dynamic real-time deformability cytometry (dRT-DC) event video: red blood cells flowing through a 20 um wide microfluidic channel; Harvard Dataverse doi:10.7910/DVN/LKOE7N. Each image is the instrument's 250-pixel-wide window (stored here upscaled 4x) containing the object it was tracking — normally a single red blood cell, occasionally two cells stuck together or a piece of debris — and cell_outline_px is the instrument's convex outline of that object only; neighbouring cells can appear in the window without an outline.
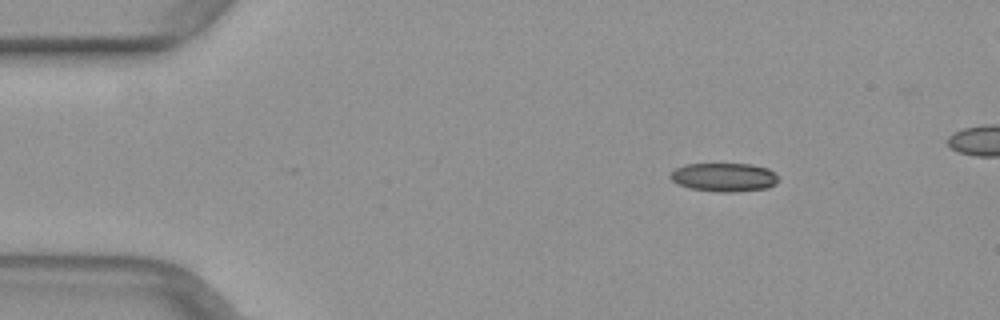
{"species": "common noctule bat (a hibernating species)", "species_latin": "Nyctalus noctula", "temperature_condition": "warm", "stored_images_in_passage": 49, "camera_frame_rate_fps": 3000, "um_per_image_px": 0.085, "animal": {"sex": "female", "body_mass_g": 29.2, "forearm_length_mm": 56.3}, "frame": {"image": 1, "passage_image": 7, "time_ms": 2.0, "image_size_px": [1000, 320], "cell_outline_px": [[776, 184], [768, 188], [736, 192], [720, 192], [688, 188], [672, 180], [668, 176], [676, 168], [684, 164], [752, 164], [768, 168], [776, 176]], "centroid_in_image_um": [61.53, 15.06], "position_along_channel_um": 23.5, "area_um2": 17.98}}
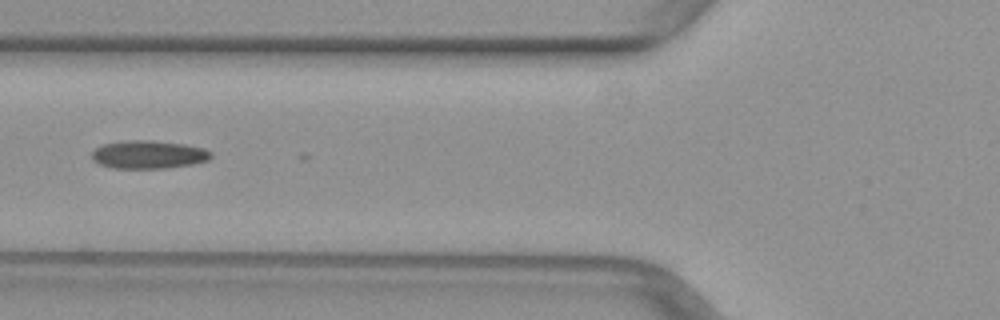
{"frame": {"image": 2, "passage_image": 19, "time_ms": 6.0, "image_size_px": [1000, 320], "cell_outline_px": [[212, 156], [208, 160], [192, 164], [164, 168], [112, 168], [100, 164], [92, 160], [92, 152], [100, 144], [124, 140], [152, 140], [184, 144], [204, 148], [212, 152]], "centroid_in_image_um": [12.6, 13.12], "position_along_channel_um": 113.2, "area_um2": 19.65}}
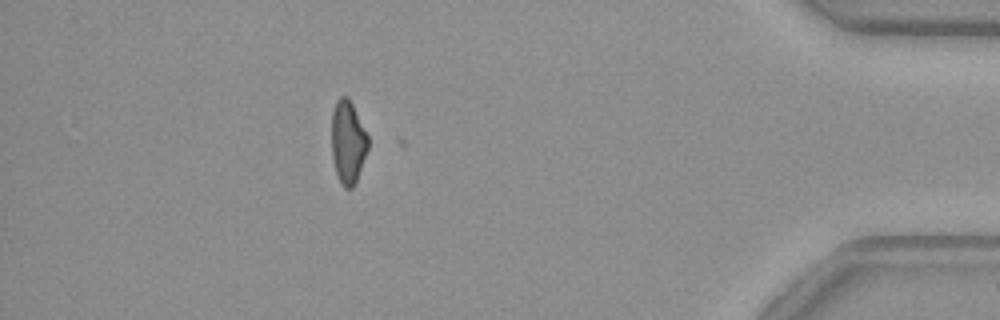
{"frame": {"image": 3, "passage_image": 44, "time_ms": 14.333, "image_size_px": [1000, 320], "cell_outline_px": [[368, 148], [356, 180], [352, 188], [344, 188], [340, 184], [336, 172], [332, 156], [332, 112], [336, 100], [340, 96], [348, 96], [368, 136]], "centroid_in_image_um": [29.55, 12.07], "position_along_channel_um": 405.6, "area_um2": 17.46}}